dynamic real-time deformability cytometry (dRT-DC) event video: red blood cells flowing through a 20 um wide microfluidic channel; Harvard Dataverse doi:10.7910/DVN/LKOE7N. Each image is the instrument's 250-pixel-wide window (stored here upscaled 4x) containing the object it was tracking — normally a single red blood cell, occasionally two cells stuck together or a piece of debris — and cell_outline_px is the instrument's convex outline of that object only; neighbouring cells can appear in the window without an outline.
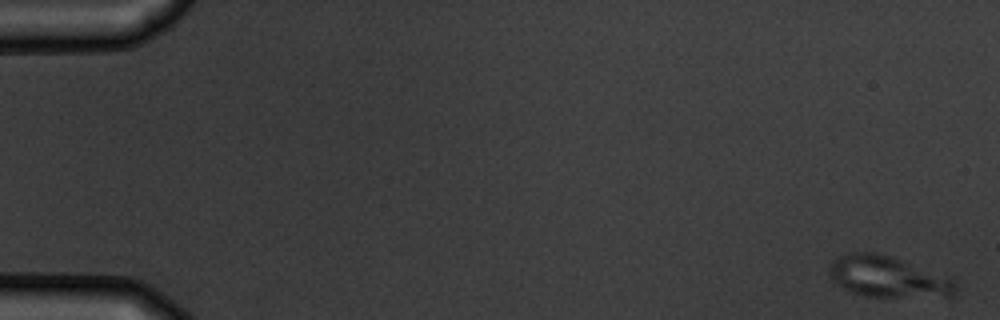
{"species": "common noctule bat (a hibernating species)", "species_latin": "Nyctalus noctula", "temperature_condition": "warm", "stored_images_in_passage": 15, "camera_frame_rate_fps": 3000, "um_per_image_px": 0.085, "animal": {"sex": "male", "body_mass_g": 19.5, "forearm_length_mm": 54.6}, "frame": {"image": 1, "passage_image": 1, "time_ms": 0.0, "image_size_px": [1000, 320], "cell_outline_px": [[956, 292], [952, 296], [864, 296], [848, 292], [832, 280], [828, 276], [828, 268], [840, 256], [848, 252], [876, 252], [892, 256], [952, 276], [956, 280]], "centroid_in_image_um": [75.5, 23.51], "position_along_channel_um": 9.5, "area_um2": 30.69}}
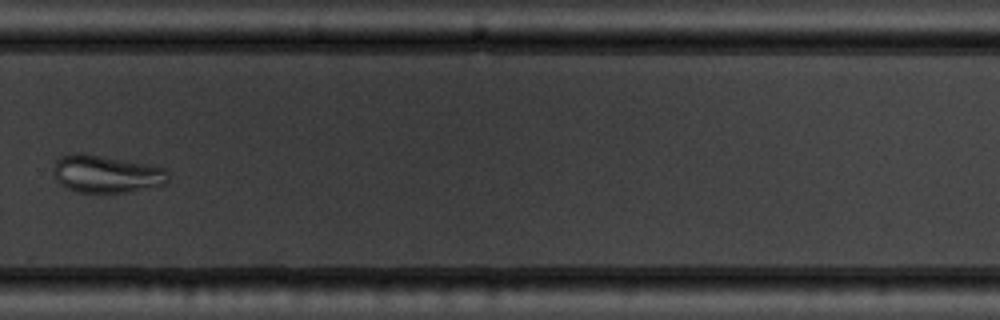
{"frame": {"image": 2, "passage_image": 11, "time_ms": 12.333, "image_size_px": [1000, 320], "cell_outline_px": [[168, 180], [164, 184], [128, 192], [76, 192], [64, 188], [56, 180], [52, 168], [56, 160], [60, 156], [72, 152], [80, 152], [148, 164], [164, 168], [168, 172]], "centroid_in_image_um": [8.97, 14.78], "position_along_channel_um": 320.8, "area_um2": 25.26}}
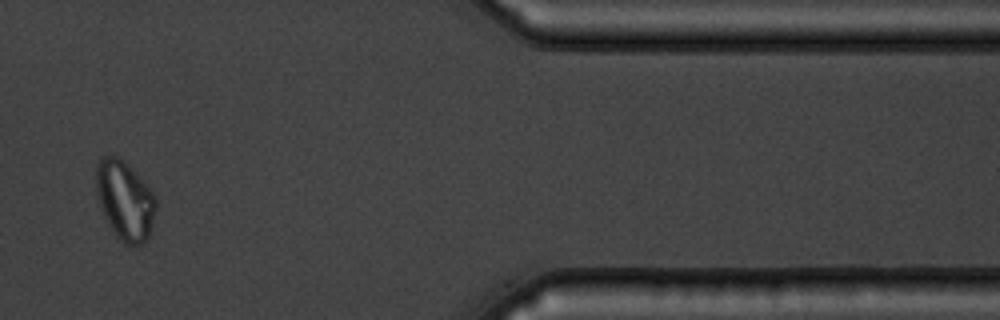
{"frame": {"image": 3, "passage_image": 13, "time_ms": 15.333, "image_size_px": [1000, 320], "cell_outline_px": [[156, 208], [152, 224], [148, 236], [144, 244], [124, 244], [116, 236], [108, 224], [104, 216], [96, 192], [96, 164], [100, 156], [116, 156], [156, 196]], "centroid_in_image_um": [10.58, 17.07], "position_along_channel_um": 400.8, "area_um2": 26.88}, "authors_computed_cell_mechanics": {"area_um2": 27.8596, "velocity_mm_per_s": 3.7889, "shape_relaxation_time_tau1_ms": 7.1305, "shape_relaxation_time_tau2_ms": 3.3228, "deformation_change_tau1": 0.1499, "deformation_change_tau2": 0.0475}}